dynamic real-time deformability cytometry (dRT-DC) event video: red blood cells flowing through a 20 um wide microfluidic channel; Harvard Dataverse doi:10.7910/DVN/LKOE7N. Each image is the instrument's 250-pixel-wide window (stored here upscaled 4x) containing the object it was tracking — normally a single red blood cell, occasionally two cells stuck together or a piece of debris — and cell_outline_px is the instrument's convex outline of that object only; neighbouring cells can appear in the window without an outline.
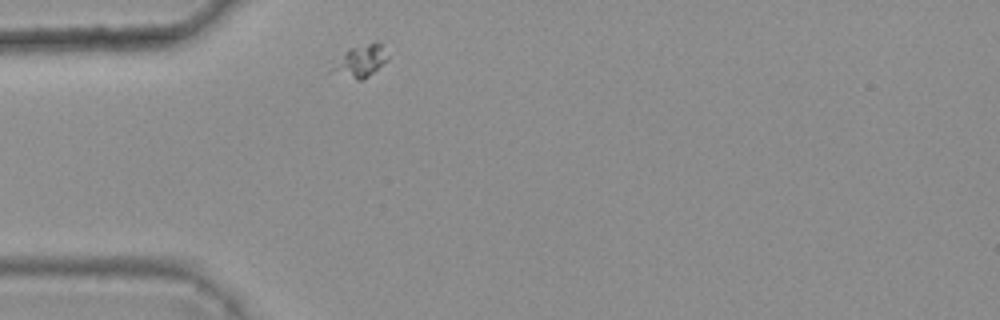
{"species": "common noctule bat (a hibernating species)", "species_latin": "Nyctalus noctula", "temperature_condition": "warm", "stored_images_in_passage": 1, "camera_frame_rate_fps": 3000, "um_per_image_px": 0.085, "animal": {"sex": "female", "body_mass_g": 25.1}, "frame": {"image": 1, "passage_image": 1, "time_ms": 0.0, "image_size_px": [1000, 320], "cell_outline_px": [[388, 60], [364, 80], [356, 80], [328, 72], [344, 52], [348, 48], [376, 40], [380, 44], [388, 56]], "centroid_in_image_um": [30.63, 5.19], "position_along_channel_um": 54.4, "area_um2": 10.52}}